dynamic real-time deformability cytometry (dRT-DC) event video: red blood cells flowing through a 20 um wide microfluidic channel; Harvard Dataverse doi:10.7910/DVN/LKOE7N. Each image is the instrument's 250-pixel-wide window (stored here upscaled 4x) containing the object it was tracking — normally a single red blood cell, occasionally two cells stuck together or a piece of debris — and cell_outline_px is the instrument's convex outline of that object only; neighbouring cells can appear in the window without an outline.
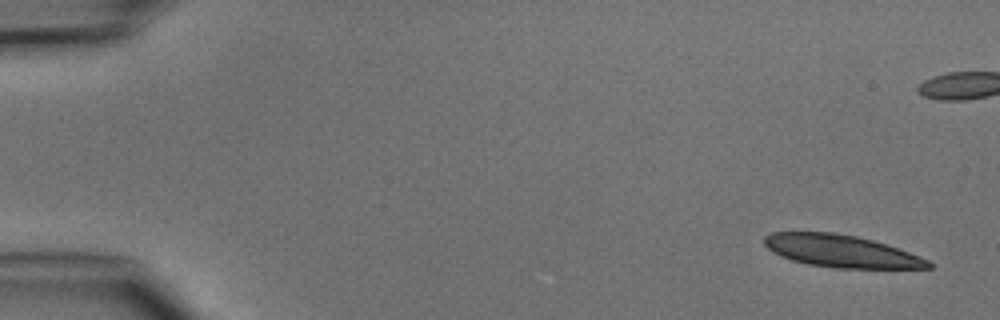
{"species": "common noctule bat (a hibernating species)", "species_latin": "Nyctalus noctula", "temperature_condition": "cold", "stored_images_in_passage": 5, "camera_frame_rate_fps": 3000, "um_per_image_px": 0.085, "animal": {"sex": "male", "body_mass_g": 15.6}, "frame": {"image": 1, "passage_image": 1, "time_ms": 0.0, "image_size_px": [1000, 320], "cell_outline_px": [[932, 268], [836, 268], [808, 264], [792, 260], [780, 256], [772, 252], [764, 244], [764, 236], [772, 232], [836, 232], [856, 236], [872, 240], [908, 252], [928, 260], [932, 264]], "centroid_in_image_um": [71.45, 21.34], "position_along_channel_um": 13.6, "area_um2": 30.69}}
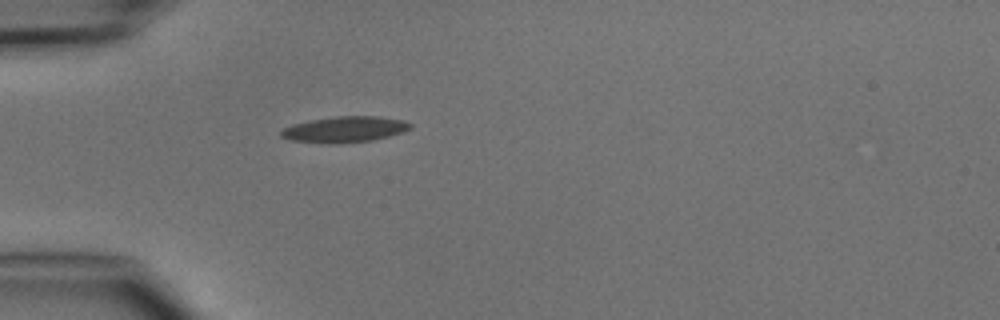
{"frame": {"image": 2, "passage_image": 5, "time_ms": 5.333, "image_size_px": [1000, 320], "cell_outline_px": [[412, 128], [404, 132], [372, 140], [336, 144], [320, 144], [292, 140], [280, 136], [280, 132], [284, 128], [292, 124], [312, 120], [336, 116], [380, 116], [404, 120], [412, 124]], "centroid_in_image_um": [29.32, 11.0], "position_along_channel_um": 55.7, "area_um2": 19.71}}